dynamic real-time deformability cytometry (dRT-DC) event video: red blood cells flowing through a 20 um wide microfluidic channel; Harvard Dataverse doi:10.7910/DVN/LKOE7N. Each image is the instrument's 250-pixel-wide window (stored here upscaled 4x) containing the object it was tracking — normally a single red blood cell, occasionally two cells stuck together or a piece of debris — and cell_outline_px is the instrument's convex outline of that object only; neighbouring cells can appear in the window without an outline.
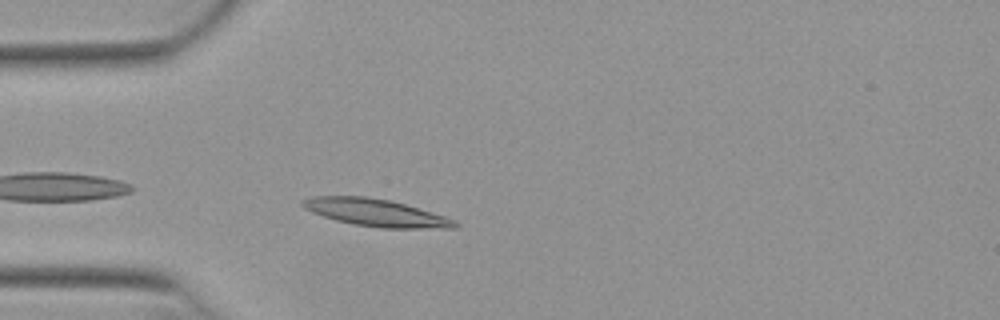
{"species": "Egyptian fruit bat (a non-hibernating species)", "species_latin": "Rousettus aegyptiacus", "temperature_condition": "warm", "stored_images_in_passage": 23, "camera_frame_rate_fps": 3000, "um_per_image_px": 0.085, "animal": {"sex": "female"}, "frame": {"image": 1, "passage_image": 2, "time_ms": 0.333, "image_size_px": [1000, 320], "cell_outline_px": [[460, 224], [456, 228], [380, 228], [352, 224], [336, 220], [312, 212], [304, 208], [300, 204], [300, 200], [312, 196], [368, 196], [392, 200], [432, 212], [456, 220]], "centroid_in_image_um": [31.94, 18.07], "position_along_channel_um": 53.1, "area_um2": 24.45}}
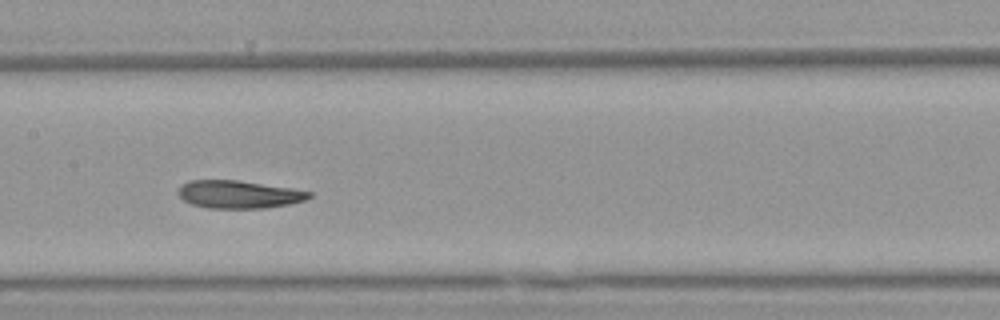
{"frame": {"image": 2, "passage_image": 13, "time_ms": 4.0, "image_size_px": [1000, 320], "cell_outline_px": [[312, 196], [304, 200], [288, 204], [264, 208], [208, 208], [192, 204], [184, 200], [176, 192], [180, 184], [188, 180], [240, 180], [292, 188], [312, 192]], "centroid_in_image_um": [20.26, 16.51], "position_along_channel_um": 187.1, "area_um2": 21.33}}
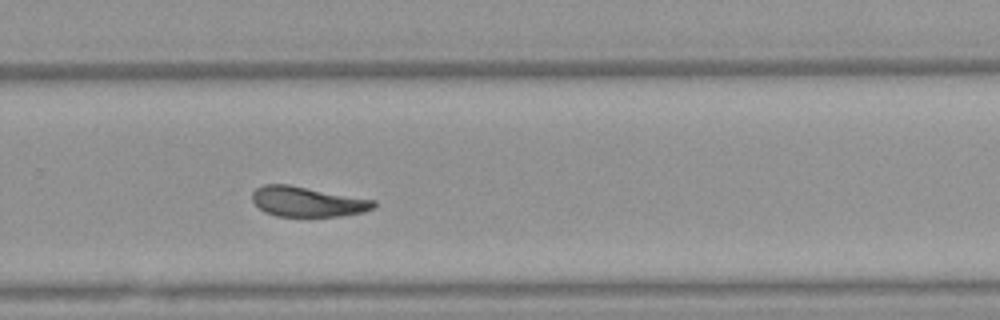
{"frame": {"image": 3, "passage_image": 22, "time_ms": 7.0, "image_size_px": [1000, 320], "cell_outline_px": [[376, 204], [372, 208], [364, 212], [340, 216], [276, 216], [264, 212], [252, 200], [252, 192], [256, 188], [264, 184], [288, 184], [376, 200]], "centroid_in_image_um": [26.12, 17.14], "position_along_channel_um": 303.7, "area_um2": 21.27}}